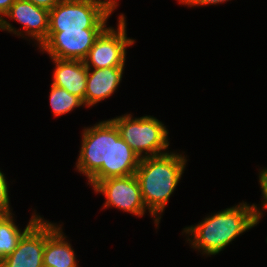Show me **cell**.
Here are the masks:
<instances>
[{"mask_svg": "<svg viewBox=\"0 0 267 267\" xmlns=\"http://www.w3.org/2000/svg\"><path fill=\"white\" fill-rule=\"evenodd\" d=\"M256 204L239 203L205 217L197 225L183 229L193 249L210 256L219 254L240 234L256 226ZM191 236V238H189Z\"/></svg>", "mask_w": 267, "mask_h": 267, "instance_id": "obj_1", "label": "cell"}, {"mask_svg": "<svg viewBox=\"0 0 267 267\" xmlns=\"http://www.w3.org/2000/svg\"><path fill=\"white\" fill-rule=\"evenodd\" d=\"M186 163L185 155L176 152L140 159L135 175L144 204L157 227L160 215L181 180Z\"/></svg>", "mask_w": 267, "mask_h": 267, "instance_id": "obj_2", "label": "cell"}, {"mask_svg": "<svg viewBox=\"0 0 267 267\" xmlns=\"http://www.w3.org/2000/svg\"><path fill=\"white\" fill-rule=\"evenodd\" d=\"M110 120L140 159L169 152L168 130L157 118L150 115L133 118L129 113Z\"/></svg>", "mask_w": 267, "mask_h": 267, "instance_id": "obj_3", "label": "cell"}, {"mask_svg": "<svg viewBox=\"0 0 267 267\" xmlns=\"http://www.w3.org/2000/svg\"><path fill=\"white\" fill-rule=\"evenodd\" d=\"M112 121L105 120L84 127L76 170L93 186L110 167Z\"/></svg>", "mask_w": 267, "mask_h": 267, "instance_id": "obj_4", "label": "cell"}, {"mask_svg": "<svg viewBox=\"0 0 267 267\" xmlns=\"http://www.w3.org/2000/svg\"><path fill=\"white\" fill-rule=\"evenodd\" d=\"M110 16L97 0H62L49 10V31L105 29Z\"/></svg>", "mask_w": 267, "mask_h": 267, "instance_id": "obj_5", "label": "cell"}, {"mask_svg": "<svg viewBox=\"0 0 267 267\" xmlns=\"http://www.w3.org/2000/svg\"><path fill=\"white\" fill-rule=\"evenodd\" d=\"M125 19L121 13L118 18L117 29L111 26L106 27L97 37L83 60L87 68L101 69L125 66L126 48L135 43L134 39L127 37Z\"/></svg>", "mask_w": 267, "mask_h": 267, "instance_id": "obj_6", "label": "cell"}, {"mask_svg": "<svg viewBox=\"0 0 267 267\" xmlns=\"http://www.w3.org/2000/svg\"><path fill=\"white\" fill-rule=\"evenodd\" d=\"M92 187L97 194L101 193L105 196L103 208L113 206L138 217L146 213L147 208L135 174L97 181Z\"/></svg>", "mask_w": 267, "mask_h": 267, "instance_id": "obj_7", "label": "cell"}, {"mask_svg": "<svg viewBox=\"0 0 267 267\" xmlns=\"http://www.w3.org/2000/svg\"><path fill=\"white\" fill-rule=\"evenodd\" d=\"M103 30L48 31L47 40L39 49L50 58L83 61Z\"/></svg>", "mask_w": 267, "mask_h": 267, "instance_id": "obj_8", "label": "cell"}, {"mask_svg": "<svg viewBox=\"0 0 267 267\" xmlns=\"http://www.w3.org/2000/svg\"><path fill=\"white\" fill-rule=\"evenodd\" d=\"M4 16L19 22L24 30H16L6 18L0 20V30L8 31L20 37L23 35L25 38L26 36L32 37V40L34 38L37 41L36 45H39V48L47 40L49 31L48 9L36 6L27 0H16Z\"/></svg>", "mask_w": 267, "mask_h": 267, "instance_id": "obj_9", "label": "cell"}, {"mask_svg": "<svg viewBox=\"0 0 267 267\" xmlns=\"http://www.w3.org/2000/svg\"><path fill=\"white\" fill-rule=\"evenodd\" d=\"M47 220L40 218L19 240L17 248L0 262V267H43Z\"/></svg>", "mask_w": 267, "mask_h": 267, "instance_id": "obj_10", "label": "cell"}, {"mask_svg": "<svg viewBox=\"0 0 267 267\" xmlns=\"http://www.w3.org/2000/svg\"><path fill=\"white\" fill-rule=\"evenodd\" d=\"M123 72L124 67L88 68L85 107L90 108L112 96L122 81Z\"/></svg>", "mask_w": 267, "mask_h": 267, "instance_id": "obj_11", "label": "cell"}, {"mask_svg": "<svg viewBox=\"0 0 267 267\" xmlns=\"http://www.w3.org/2000/svg\"><path fill=\"white\" fill-rule=\"evenodd\" d=\"M61 227V225L47 221L43 267H78L75 251Z\"/></svg>", "mask_w": 267, "mask_h": 267, "instance_id": "obj_12", "label": "cell"}, {"mask_svg": "<svg viewBox=\"0 0 267 267\" xmlns=\"http://www.w3.org/2000/svg\"><path fill=\"white\" fill-rule=\"evenodd\" d=\"M55 64L51 84L78 96L84 102L88 68L80 60H62L51 58Z\"/></svg>", "mask_w": 267, "mask_h": 267, "instance_id": "obj_13", "label": "cell"}, {"mask_svg": "<svg viewBox=\"0 0 267 267\" xmlns=\"http://www.w3.org/2000/svg\"><path fill=\"white\" fill-rule=\"evenodd\" d=\"M140 158L120 137V133L112 122V139L109 170L98 180L112 177H124L135 174Z\"/></svg>", "mask_w": 267, "mask_h": 267, "instance_id": "obj_14", "label": "cell"}, {"mask_svg": "<svg viewBox=\"0 0 267 267\" xmlns=\"http://www.w3.org/2000/svg\"><path fill=\"white\" fill-rule=\"evenodd\" d=\"M35 213L23 231L15 224L13 214L0 216V262L17 248L22 236L41 218Z\"/></svg>", "mask_w": 267, "mask_h": 267, "instance_id": "obj_15", "label": "cell"}, {"mask_svg": "<svg viewBox=\"0 0 267 267\" xmlns=\"http://www.w3.org/2000/svg\"><path fill=\"white\" fill-rule=\"evenodd\" d=\"M49 97L50 106L55 117L65 115L74 110V108L85 107L81 98L53 84H51Z\"/></svg>", "mask_w": 267, "mask_h": 267, "instance_id": "obj_16", "label": "cell"}, {"mask_svg": "<svg viewBox=\"0 0 267 267\" xmlns=\"http://www.w3.org/2000/svg\"><path fill=\"white\" fill-rule=\"evenodd\" d=\"M4 173L0 170V216L13 214L10 208V200L8 196L9 187Z\"/></svg>", "mask_w": 267, "mask_h": 267, "instance_id": "obj_17", "label": "cell"}, {"mask_svg": "<svg viewBox=\"0 0 267 267\" xmlns=\"http://www.w3.org/2000/svg\"><path fill=\"white\" fill-rule=\"evenodd\" d=\"M259 184H260V189L262 192V203L259 207L256 205V225L259 224V221L261 217L263 216V212L261 210H267V168L261 169L259 172Z\"/></svg>", "mask_w": 267, "mask_h": 267, "instance_id": "obj_18", "label": "cell"}, {"mask_svg": "<svg viewBox=\"0 0 267 267\" xmlns=\"http://www.w3.org/2000/svg\"><path fill=\"white\" fill-rule=\"evenodd\" d=\"M229 0H179V4L187 5L190 7H196V6H208V5H217L221 4L223 2H227Z\"/></svg>", "mask_w": 267, "mask_h": 267, "instance_id": "obj_19", "label": "cell"}, {"mask_svg": "<svg viewBox=\"0 0 267 267\" xmlns=\"http://www.w3.org/2000/svg\"><path fill=\"white\" fill-rule=\"evenodd\" d=\"M36 6L51 10L62 0H27Z\"/></svg>", "mask_w": 267, "mask_h": 267, "instance_id": "obj_20", "label": "cell"}, {"mask_svg": "<svg viewBox=\"0 0 267 267\" xmlns=\"http://www.w3.org/2000/svg\"><path fill=\"white\" fill-rule=\"evenodd\" d=\"M98 3L110 14L117 8V0H97Z\"/></svg>", "mask_w": 267, "mask_h": 267, "instance_id": "obj_21", "label": "cell"}, {"mask_svg": "<svg viewBox=\"0 0 267 267\" xmlns=\"http://www.w3.org/2000/svg\"><path fill=\"white\" fill-rule=\"evenodd\" d=\"M15 1L16 0H0V20L4 18V15Z\"/></svg>", "mask_w": 267, "mask_h": 267, "instance_id": "obj_22", "label": "cell"}]
</instances>
